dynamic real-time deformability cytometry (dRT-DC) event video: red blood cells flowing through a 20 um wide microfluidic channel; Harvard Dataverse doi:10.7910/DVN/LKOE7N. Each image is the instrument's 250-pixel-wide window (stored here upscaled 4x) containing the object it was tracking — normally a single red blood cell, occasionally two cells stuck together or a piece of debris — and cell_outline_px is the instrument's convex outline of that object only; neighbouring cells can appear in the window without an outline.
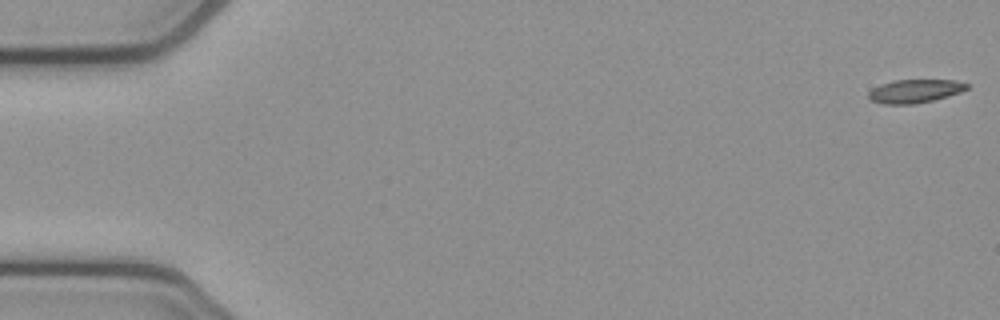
{"species": "common noctule bat (a hibernating species)", "species_latin": "Nyctalus noctula", "temperature_condition": "cold", "stored_images_in_passage": 5, "camera_frame_rate_fps": 3000, "um_per_image_px": 0.085, "animal": {"sex": "female", "body_mass_g": 21.9}, "frame": {"image": 1, "passage_image": 1, "time_ms": 0.0, "image_size_px": [1000, 320], "cell_outline_px": [[968, 88], [960, 92], [948, 96], [916, 104], [884, 104], [868, 100], [868, 92], [872, 88], [880, 84], [896, 80], [956, 80], [968, 84]], "centroid_in_image_um": [77.73, 7.75], "position_along_channel_um": 7.3, "area_um2": 13.47}}
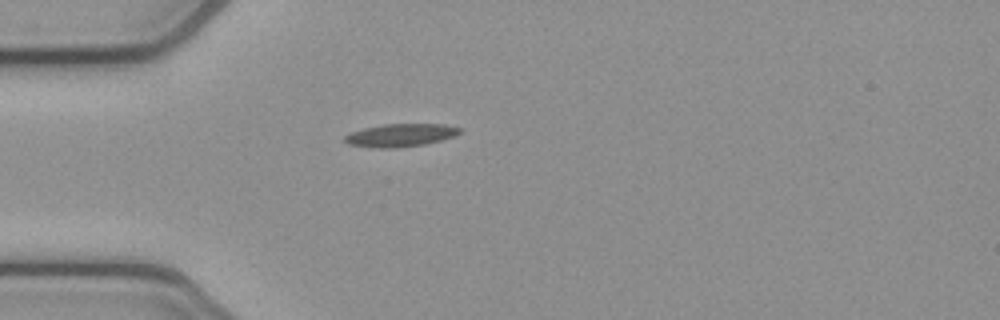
{"frame": {"image": 2, "passage_image": 5, "time_ms": 1.333, "image_size_px": [1000, 320], "cell_outline_px": [[464, 128], [460, 132], [452, 136], [440, 140], [424, 144], [400, 148], [376, 148], [348, 144], [344, 140], [344, 136], [352, 132], [364, 128], [384, 124], [444, 124]], "centroid_in_image_um": [34.04, 11.49], "position_along_channel_um": 51.0, "area_um2": 15.32}}